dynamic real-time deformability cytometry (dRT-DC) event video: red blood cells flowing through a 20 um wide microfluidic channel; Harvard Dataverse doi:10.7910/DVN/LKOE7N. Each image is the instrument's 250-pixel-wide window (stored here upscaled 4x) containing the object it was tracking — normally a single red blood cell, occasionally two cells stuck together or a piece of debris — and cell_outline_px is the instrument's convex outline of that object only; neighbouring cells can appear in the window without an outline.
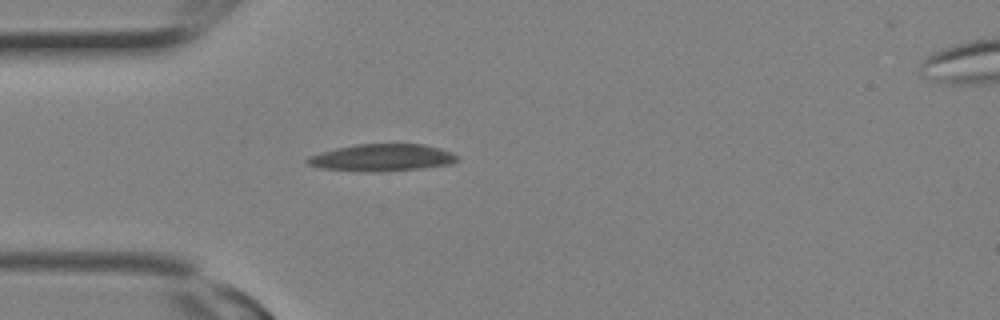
{"species": "Egyptian fruit bat (a non-hibernating species)", "species_latin": "Rousettus aegyptiacus", "temperature_condition": "room temperature", "stored_images_in_passage": 4, "segment_of_instrument_passage": [1, 2], "camera_frame_rate_fps": 3000, "um_per_image_px": 0.085, "animal": {"sex": "female"}, "frame": {"image": 1, "passage_image": 3, "time_ms": 0.667, "image_size_px": [1000, 320], "cell_outline_px": [[460, 160], [452, 164], [420, 168], [384, 172], [364, 172], [320, 168], [308, 164], [304, 160], [308, 156], [320, 152], [336, 148], [356, 144], [424, 144], [440, 148], [452, 152], [460, 156]], "centroid_in_image_um": [32.49, 13.4], "position_along_channel_um": 52.5, "area_um2": 24.04}}